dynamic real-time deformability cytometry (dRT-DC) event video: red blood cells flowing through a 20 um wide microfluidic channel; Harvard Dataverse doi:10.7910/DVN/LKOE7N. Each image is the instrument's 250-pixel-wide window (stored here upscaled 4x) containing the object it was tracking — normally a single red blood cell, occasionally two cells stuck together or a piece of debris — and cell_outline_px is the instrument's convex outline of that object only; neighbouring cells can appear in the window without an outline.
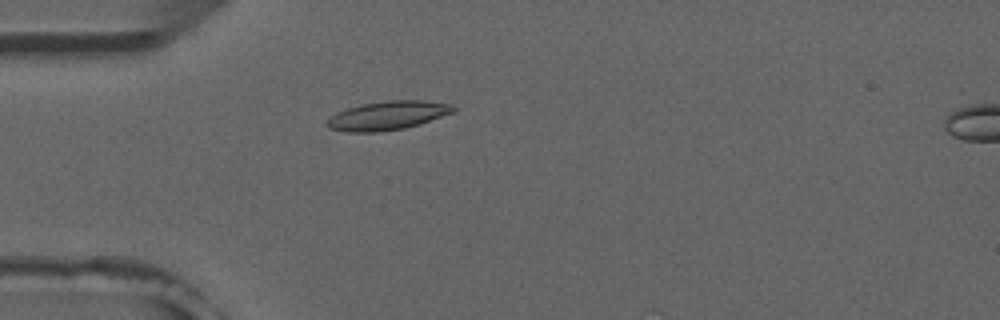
{"species": "common noctule bat (a hibernating species)", "species_latin": "Nyctalus noctula", "temperature_condition": "room temperature", "stored_images_in_passage": 5, "camera_frame_rate_fps": 3000, "um_per_image_px": 0.085, "animal": {"sex": "male", "forearm_length_mm": 52.5}, "frame": {"image": 1, "passage_image": 5, "time_ms": 4.667, "image_size_px": [1000, 320], "cell_outline_px": [[456, 112], [404, 128], [380, 132], [348, 132], [328, 128], [324, 124], [336, 112], [348, 108], [364, 104], [388, 100], [420, 100], [452, 104], [456, 108]], "centroid_in_image_um": [32.95, 9.82], "position_along_channel_um": 52.0, "area_um2": 21.1}}